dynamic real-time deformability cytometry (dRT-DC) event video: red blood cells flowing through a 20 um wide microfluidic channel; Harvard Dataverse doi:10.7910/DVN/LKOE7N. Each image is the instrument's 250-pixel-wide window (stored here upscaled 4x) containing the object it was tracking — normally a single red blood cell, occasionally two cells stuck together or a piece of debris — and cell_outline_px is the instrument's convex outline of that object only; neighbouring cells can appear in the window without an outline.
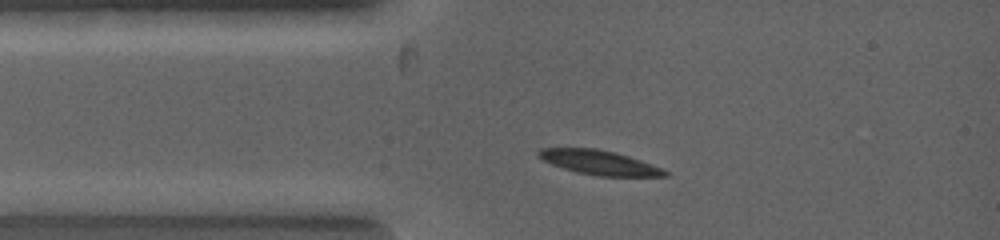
{"species": "common noctule bat (a hibernating species)", "species_latin": "Nyctalus noctula", "temperature_condition": "warm", "stored_images_in_passage": 1, "camera_frame_rate_fps": 5000, "um_per_image_px": 0.085, "animal": {"sex": "female", "body_mass_g": 19.0, "forearm_length_mm": 53.3}, "frame": {"image": 1, "passage_image": 1, "time_ms": 0.0, "image_size_px": [1000, 240], "cell_outline_px": [[668, 176], [600, 176], [576, 172], [552, 164], [536, 156], [536, 152], [540, 148], [596, 148], [616, 152], [640, 160], [660, 168], [668, 172]], "centroid_in_image_um": [50.89, 13.8], "position_along_channel_um": 34.1, "area_um2": 17.8}}